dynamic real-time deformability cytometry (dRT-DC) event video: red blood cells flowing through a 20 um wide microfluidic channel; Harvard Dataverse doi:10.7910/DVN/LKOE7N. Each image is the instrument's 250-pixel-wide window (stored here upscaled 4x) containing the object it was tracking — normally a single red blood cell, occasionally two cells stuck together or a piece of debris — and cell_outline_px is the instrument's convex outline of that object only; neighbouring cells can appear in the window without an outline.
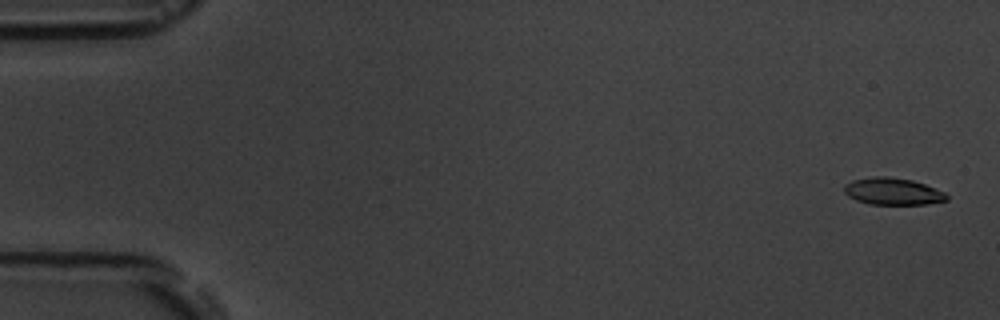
{"species": "common noctule bat (a hibernating species)", "species_latin": "Nyctalus noctula", "temperature_condition": "room temperature", "stored_images_in_passage": 4, "camera_frame_rate_fps": 3000, "um_per_image_px": 0.085, "animal": {"sex": "male", "body_mass_g": 19.5, "forearm_length_mm": 54.6}, "frame": {"image": 1, "passage_image": 1, "time_ms": 0.0, "image_size_px": [1000, 320], "cell_outline_px": [[948, 200], [928, 204], [868, 204], [856, 200], [848, 196], [844, 192], [844, 184], [852, 180], [872, 176], [888, 176], [912, 180], [924, 184], [944, 192], [948, 196]], "centroid_in_image_um": [75.86, 16.26], "position_along_channel_um": 9.1, "area_um2": 16.18}}